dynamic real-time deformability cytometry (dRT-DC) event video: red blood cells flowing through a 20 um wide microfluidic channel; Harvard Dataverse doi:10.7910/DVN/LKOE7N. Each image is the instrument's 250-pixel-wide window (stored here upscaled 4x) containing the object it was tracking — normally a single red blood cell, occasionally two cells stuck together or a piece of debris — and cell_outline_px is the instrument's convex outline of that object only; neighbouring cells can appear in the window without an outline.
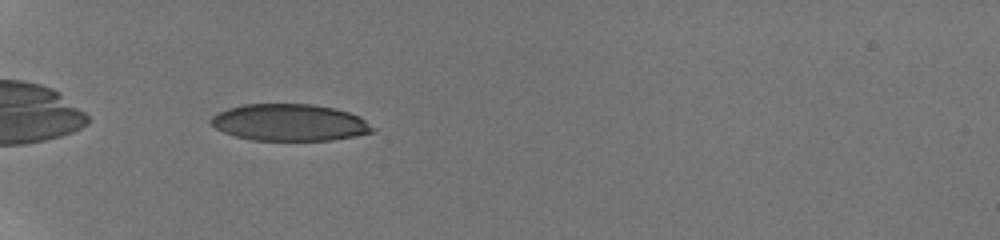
{"species": "human", "species_latin": "Homo sapiens", "temperature_condition": "room temperature", "stored_images_in_passage": 2, "camera_frame_rate_fps": 3000, "um_per_image_px": 0.085, "donor": {"sex": "male"}, "frame": {"image": 1, "passage_image": 1, "time_ms": 0.0, "image_size_px": [1000, 240], "cell_outline_px": [[376, 132], [356, 136], [332, 140], [252, 140], [236, 136], [224, 132], [216, 128], [208, 120], [212, 116], [228, 108], [244, 104], [312, 104], [332, 108], [348, 112], [360, 116], [376, 128]], "centroid_in_image_um": [24.66, 10.42], "position_along_channel_um": 60.3, "area_um2": 34.74}}